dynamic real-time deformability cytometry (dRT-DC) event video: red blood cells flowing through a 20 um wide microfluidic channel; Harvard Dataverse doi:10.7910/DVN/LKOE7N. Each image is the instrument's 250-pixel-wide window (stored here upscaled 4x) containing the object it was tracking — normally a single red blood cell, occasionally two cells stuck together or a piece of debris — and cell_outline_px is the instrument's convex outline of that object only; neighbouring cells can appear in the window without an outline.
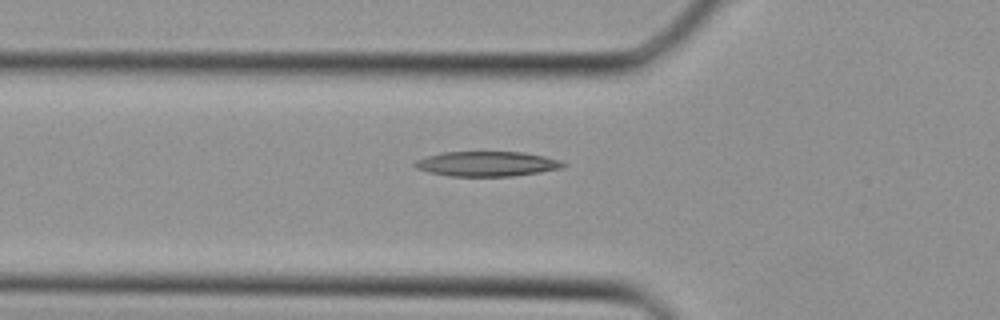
{"species": "Egyptian fruit bat (a non-hibernating species)", "species_latin": "Rousettus aegyptiacus", "temperature_condition": "cold", "stored_images_in_passage": 24, "camera_frame_rate_fps": 3000, "um_per_image_px": 0.085, "animal": {"sex": "female"}, "frame": {"image": 1, "passage_image": 4, "time_ms": 1.0, "image_size_px": [1000, 320], "cell_outline_px": [[568, 164], [564, 168], [540, 172], [512, 176], [448, 176], [428, 172], [416, 168], [412, 164], [416, 160], [428, 156], [444, 152], [524, 152], [544, 156], [560, 160]], "centroid_in_image_um": [41.41, 13.93], "position_along_channel_um": 84.4, "area_um2": 21.62}}
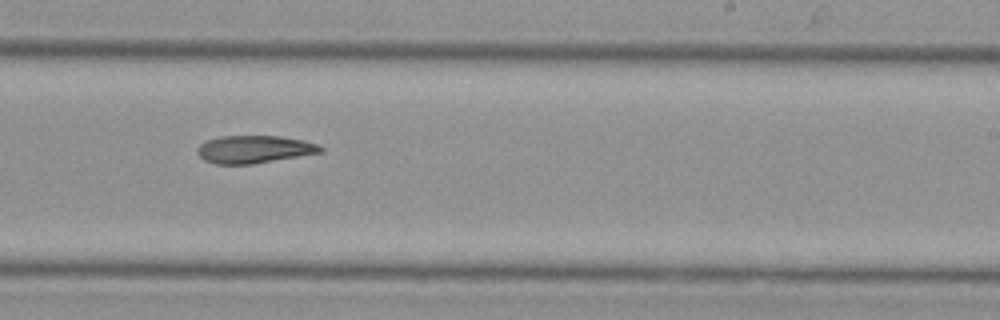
{"frame": {"image": 2, "passage_image": 14, "time_ms": 4.333, "image_size_px": [1000, 320], "cell_outline_px": [[324, 152], [252, 164], [216, 164], [204, 160], [196, 152], [196, 148], [200, 144], [208, 140], [220, 136], [280, 136], [304, 140], [316, 144], [324, 148]], "centroid_in_image_um": [21.61, 12.69], "position_along_channel_um": 267.4, "area_um2": 19.88}}
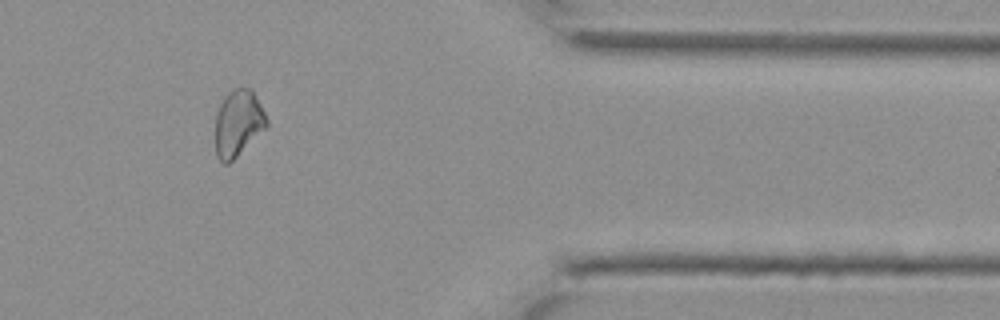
{"frame": {"image": 3, "passage_image": 22, "time_ms": 7.0, "image_size_px": [1000, 320], "cell_outline_px": [[268, 124], [228, 164], [224, 164], [216, 156], [216, 116], [220, 104], [224, 96], [232, 88], [252, 88], [268, 120]], "centroid_in_image_um": [20.22, 10.43], "position_along_channel_um": 391.2, "area_um2": 19.48}}